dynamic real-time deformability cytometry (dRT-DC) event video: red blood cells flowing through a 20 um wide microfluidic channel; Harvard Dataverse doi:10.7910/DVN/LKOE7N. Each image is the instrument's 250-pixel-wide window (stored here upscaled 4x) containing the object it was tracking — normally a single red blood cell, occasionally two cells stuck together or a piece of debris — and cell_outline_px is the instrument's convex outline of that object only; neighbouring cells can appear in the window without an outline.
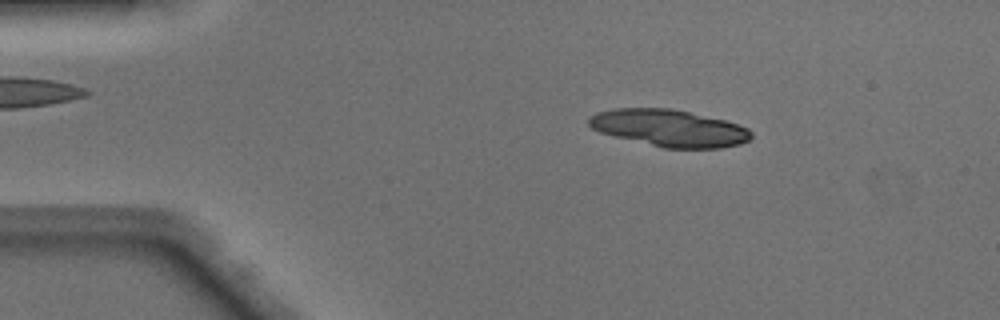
{"species": "Egyptian fruit bat (a non-hibernating species)", "species_latin": "Rousettus aegyptiacus", "temperature_condition": "warm", "stored_images_in_passage": 22, "camera_frame_rate_fps": 3000, "um_per_image_px": 0.085, "animal": {"sex": "male"}, "frame": {"image": 1, "passage_image": 7, "time_ms": 2.0, "image_size_px": [1000, 320], "cell_outline_px": [[752, 136], [748, 140], [740, 144], [720, 148], [664, 148], [612, 136], [600, 132], [592, 128], [588, 124], [588, 120], [596, 112], [616, 108], [672, 108], [724, 120], [748, 128], [752, 132]], "centroid_in_image_um": [56.87, 10.89], "position_along_channel_um": 28.1, "area_um2": 34.91}}